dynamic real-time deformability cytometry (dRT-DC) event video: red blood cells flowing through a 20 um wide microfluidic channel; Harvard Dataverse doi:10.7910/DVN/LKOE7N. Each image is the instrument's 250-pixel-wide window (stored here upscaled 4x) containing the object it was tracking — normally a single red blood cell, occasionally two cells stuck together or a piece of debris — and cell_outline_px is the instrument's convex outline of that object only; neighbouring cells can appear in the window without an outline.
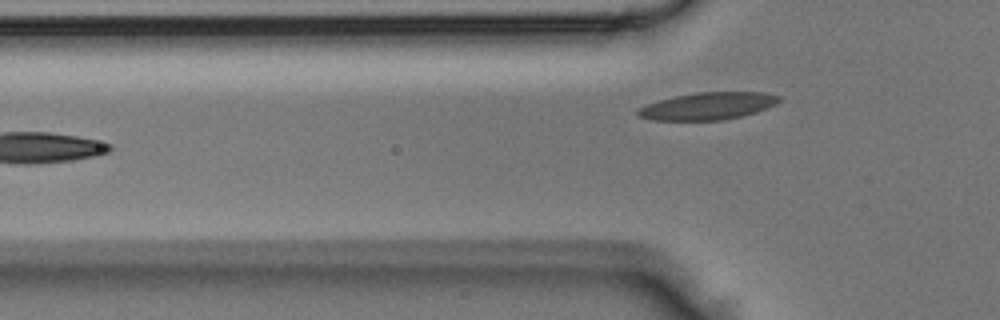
{"species": "Egyptian fruit bat (a non-hibernating species)", "species_latin": "Rousettus aegyptiacus", "temperature_condition": "room temperature", "stored_images_in_passage": 6, "camera_frame_rate_fps": 3000, "um_per_image_px": 0.085, "animal": {"sex": "male"}, "frame": {"image": 1, "passage_image": 5, "time_ms": 1.333, "image_size_px": [1000, 320], "cell_outline_px": [[780, 100], [776, 104], [756, 112], [724, 120], [652, 120], [640, 116], [636, 112], [636, 108], [660, 100], [676, 96], [696, 92], [768, 92], [780, 96]], "centroid_in_image_um": [60.18, 9.01], "position_along_channel_um": 65.6, "area_um2": 22.37}}
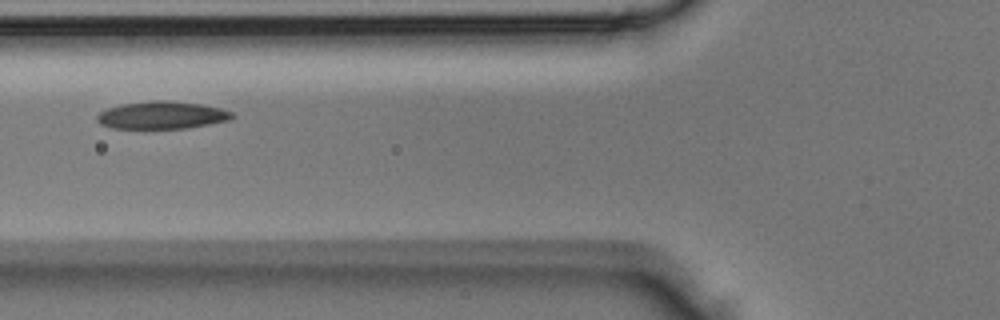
{"frame": {"image": 2, "passage_image": 6, "time_ms": 1.667, "image_size_px": [1000, 320], "cell_outline_px": [[236, 116], [228, 120], [208, 124], [184, 128], [112, 128], [100, 124], [96, 120], [96, 116], [100, 112], [108, 108], [120, 104], [152, 100], [168, 100], [200, 104], [220, 108], [232, 112]], "centroid_in_image_um": [13.73, 9.78], "position_along_channel_um": 112.1, "area_um2": 21.62}}